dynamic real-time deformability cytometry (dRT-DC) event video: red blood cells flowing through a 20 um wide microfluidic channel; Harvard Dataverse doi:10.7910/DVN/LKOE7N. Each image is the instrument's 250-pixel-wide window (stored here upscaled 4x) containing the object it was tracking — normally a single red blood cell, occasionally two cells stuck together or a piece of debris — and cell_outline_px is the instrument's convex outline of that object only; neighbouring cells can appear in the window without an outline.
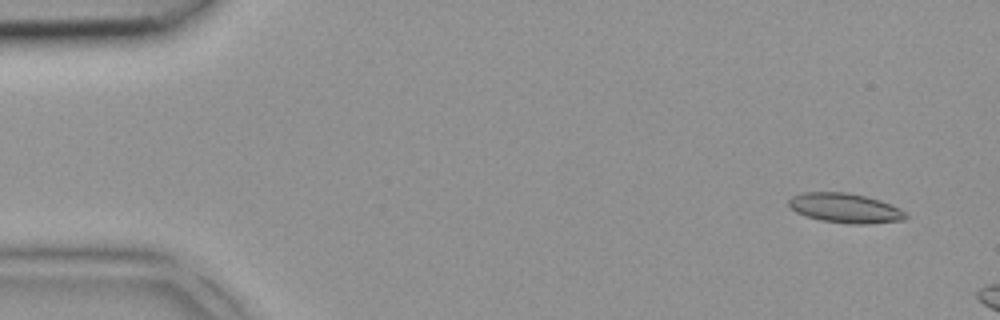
{"species": "common noctule bat (a hibernating species)", "species_latin": "Nyctalus noctula", "temperature_condition": "room temperature", "stored_images_in_passage": 2, "camera_frame_rate_fps": 3000, "um_per_image_px": 0.085, "animal": {"sex": "female", "body_mass_g": 18.4}, "frame": {"image": 1, "passage_image": 1, "time_ms": 0.0, "image_size_px": [1000, 320], "cell_outline_px": [[908, 216], [904, 220], [868, 224], [848, 224], [820, 220], [796, 212], [788, 204], [788, 200], [792, 196], [800, 192], [848, 192], [880, 200], [900, 208]], "centroid_in_image_um": [71.83, 17.68], "position_along_channel_um": 13.2, "area_um2": 20.23}}